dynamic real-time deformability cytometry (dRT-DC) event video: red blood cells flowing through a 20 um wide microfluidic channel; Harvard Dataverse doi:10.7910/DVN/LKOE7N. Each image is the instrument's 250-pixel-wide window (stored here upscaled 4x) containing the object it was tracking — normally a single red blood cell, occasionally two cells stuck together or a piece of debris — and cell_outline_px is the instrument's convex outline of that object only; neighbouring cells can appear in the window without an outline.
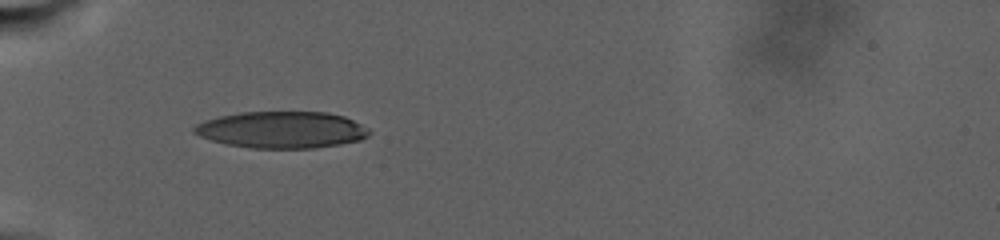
{"species": "human", "species_latin": "Homo sapiens", "temperature_condition": "warm", "stored_images_in_passage": 56, "camera_frame_rate_fps": 3000, "um_per_image_px": 0.085, "donor": {"sex": "male"}, "frame": {"image": 1, "passage_image": 1, "time_ms": 0.0, "image_size_px": [1000, 240], "cell_outline_px": [[372, 132], [368, 136], [360, 140], [340, 144], [316, 148], [252, 148], [228, 144], [212, 140], [200, 136], [192, 132], [192, 128], [196, 124], [204, 120], [220, 116], [240, 112], [328, 112], [344, 116], [368, 128]], "centroid_in_image_um": [23.95, 11.03], "position_along_channel_um": 61.0, "area_um2": 37.45}}
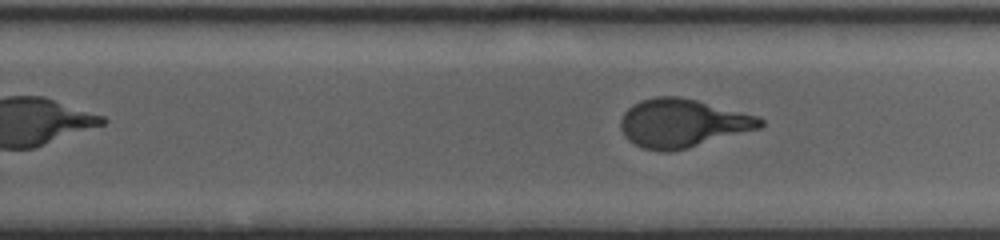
{"frame": {"image": 2, "passage_image": 28, "time_ms": 10.0, "image_size_px": [1000, 240], "cell_outline_px": [[764, 124], [760, 128], [684, 148], [668, 152], [660, 152], [640, 148], [628, 140], [624, 136], [620, 128], [620, 120], [624, 112], [632, 104], [640, 100], [656, 96], [680, 96], [760, 116], [764, 120]], "centroid_in_image_um": [57.96, 10.46], "position_along_channel_um": 271.8, "area_um2": 39.36}}
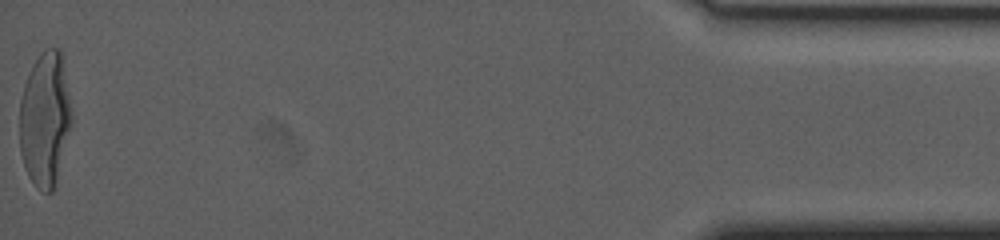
{"frame": {"image": 3, "passage_image": 56, "time_ms": 20.667, "image_size_px": [1000, 240], "cell_outline_px": [[72, 124], [56, 180], [52, 192], [40, 192], [36, 188], [28, 176], [24, 168], [20, 152], [20, 100], [24, 84], [28, 72], [40, 52], [44, 48], [60, 48], [72, 112]], "centroid_in_image_um": [3.81, 10.13], "position_along_channel_um": 431.4, "area_um2": 40.98}, "authors_computed_cell_mechanics": {"area_um2": 39.0439, "velocity_mm_per_s": 2.2444, "shape_relaxation_time_tau1_ms": 8.9161, "shape_relaxation_time_tau2_ms": null, "deformation_change_tau1": 0.2611, "deformation_change_tau2": null}}